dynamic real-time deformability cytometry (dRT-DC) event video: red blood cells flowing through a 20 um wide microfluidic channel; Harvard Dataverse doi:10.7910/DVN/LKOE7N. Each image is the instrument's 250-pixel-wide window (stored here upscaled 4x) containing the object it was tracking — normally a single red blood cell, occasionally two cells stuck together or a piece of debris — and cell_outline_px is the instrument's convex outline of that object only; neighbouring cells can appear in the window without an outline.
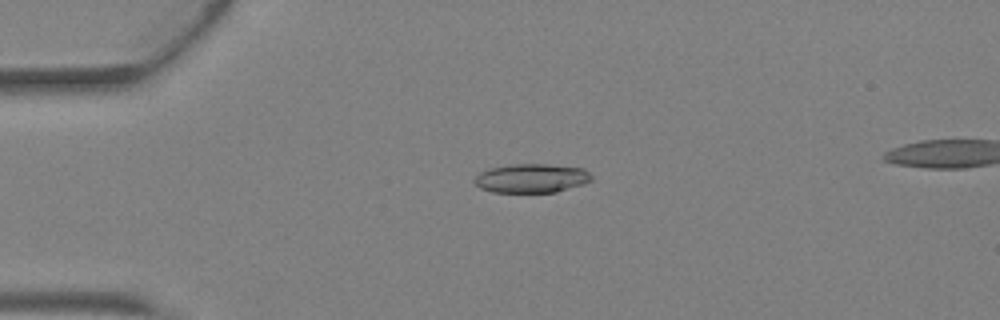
{"species": "Egyptian fruit bat (a non-hibernating species)", "species_latin": "Rousettus aegyptiacus", "temperature_condition": "warm", "stored_images_in_passage": 5, "camera_frame_rate_fps": 3000, "um_per_image_px": 0.085, "animal": {"sex": "female"}, "frame": {"image": 1, "passage_image": 5, "time_ms": 1.333, "image_size_px": [1000, 320], "cell_outline_px": [[592, 180], [584, 184], [556, 192], [492, 192], [480, 188], [472, 180], [480, 172], [488, 168], [512, 164], [548, 164], [584, 168], [592, 176]], "centroid_in_image_um": [45.17, 15.15], "position_along_channel_um": 39.8, "area_um2": 19.88}}